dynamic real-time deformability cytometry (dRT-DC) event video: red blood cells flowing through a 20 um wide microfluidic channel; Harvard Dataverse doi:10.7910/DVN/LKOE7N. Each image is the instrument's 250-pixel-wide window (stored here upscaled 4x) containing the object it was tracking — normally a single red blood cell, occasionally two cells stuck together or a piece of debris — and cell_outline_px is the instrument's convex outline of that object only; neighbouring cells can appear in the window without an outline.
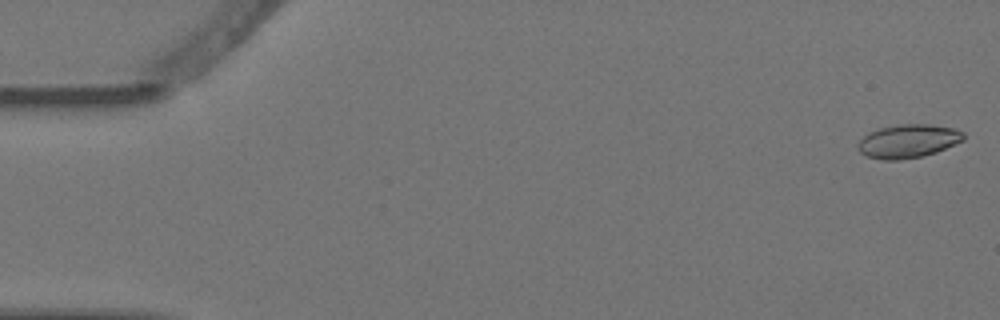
{"species": "Egyptian fruit bat (a non-hibernating species)", "species_latin": "Rousettus aegyptiacus", "temperature_condition": "warm", "stored_images_in_passage": 3, "camera_frame_rate_fps": 3000, "um_per_image_px": 0.085, "animal": {"sex": "female"}, "frame": {"image": 1, "passage_image": 1, "time_ms": 0.0, "image_size_px": [1000, 320], "cell_outline_px": [[964, 140], [936, 152], [920, 156], [900, 160], [884, 160], [868, 156], [860, 152], [856, 148], [856, 144], [868, 132], [880, 128], [900, 124], [928, 124], [956, 128], [964, 132]], "centroid_in_image_um": [77.18, 11.99], "position_along_channel_um": 7.8, "area_um2": 20.63}}